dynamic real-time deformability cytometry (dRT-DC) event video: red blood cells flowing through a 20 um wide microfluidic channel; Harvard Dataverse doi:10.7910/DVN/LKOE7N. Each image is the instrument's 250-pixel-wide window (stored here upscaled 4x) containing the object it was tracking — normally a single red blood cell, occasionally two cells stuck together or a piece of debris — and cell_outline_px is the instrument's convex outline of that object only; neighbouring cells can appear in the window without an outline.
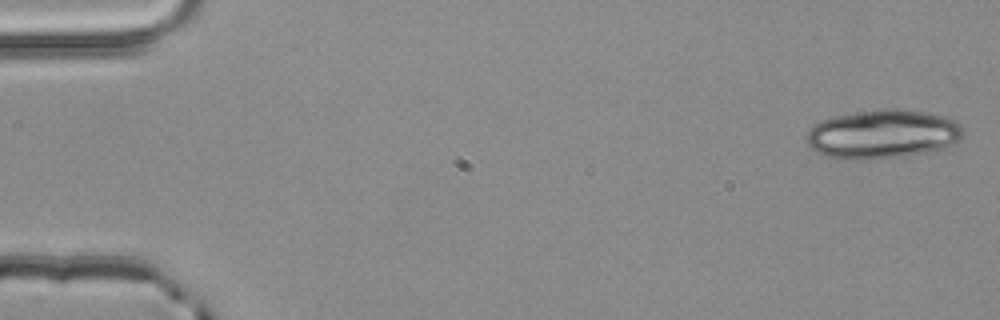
{"species": "common noctule bat (a hibernating species)", "species_latin": "Nyctalus noctula", "temperature_condition": "room temperature", "stored_images_in_passage": 5, "segment_of_instrument_passage": [1, 2], "camera_frame_rate_fps": 3000, "um_per_image_px": 0.085, "animal": {"sex": "male", "body_mass_g": 20.4}, "frame": {"image": 1, "passage_image": 1, "time_ms": 0.0, "image_size_px": [1000, 320], "cell_outline_px": [[964, 132], [952, 144], [940, 148], [908, 156], [864, 160], [840, 160], [828, 156], [812, 148], [808, 144], [804, 136], [812, 124], [820, 120], [832, 116], [880, 108], [900, 108], [944, 116], [956, 120], [960, 124]], "centroid_in_image_um": [74.96, 11.39], "position_along_channel_um": 10.0, "area_um2": 44.97}}